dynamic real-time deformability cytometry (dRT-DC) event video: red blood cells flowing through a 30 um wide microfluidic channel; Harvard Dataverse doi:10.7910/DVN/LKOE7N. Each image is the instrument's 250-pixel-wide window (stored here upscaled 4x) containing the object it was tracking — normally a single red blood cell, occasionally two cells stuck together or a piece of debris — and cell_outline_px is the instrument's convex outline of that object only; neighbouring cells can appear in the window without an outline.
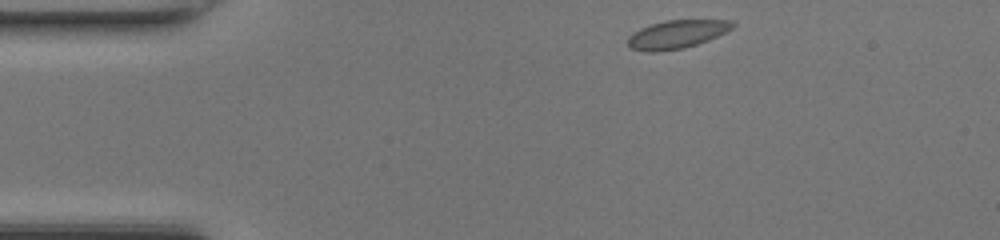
{"species": "common noctule bat (a hibernating species)", "species_latin": "Nyctalus noctula", "temperature_condition": "room temperature", "stored_images_in_passage": 41, "camera_frame_rate_fps": 3000, "um_per_image_px": 0.085, "animal": {"sex": "female", "body_mass_g": 17.0, "forearm_length_mm": 48.0}, "frame": {"image": 1, "passage_image": 1, "time_ms": 0.0, "image_size_px": [1000, 240], "cell_outline_px": [[736, 24], [732, 28], [708, 40], [684, 48], [656, 52], [648, 52], [628, 48], [628, 36], [632, 32], [640, 28], [664, 20], [732, 20]], "centroid_in_image_um": [57.48, 2.92], "position_along_channel_um": 27.5, "area_um2": 17.28}}
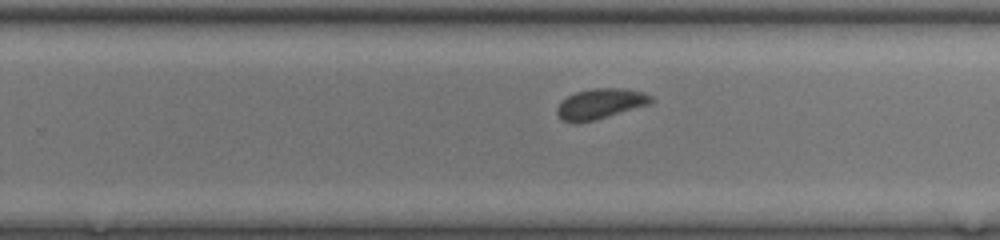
{"frame": {"image": 2, "passage_image": 23, "time_ms": 7.333, "image_size_px": [1000, 240], "cell_outline_px": [[656, 100], [652, 104], [596, 120], [576, 124], [572, 124], [560, 120], [556, 112], [556, 108], [560, 100], [576, 92], [592, 88], [624, 88], [644, 92], [652, 96]], "centroid_in_image_um": [51.03, 8.84], "position_along_channel_um": 278.8, "area_um2": 17.28}}
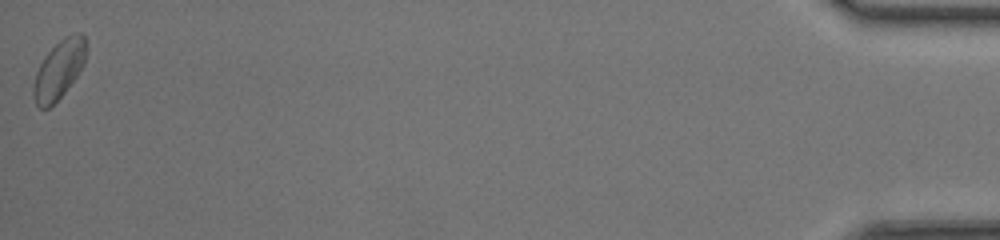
{"frame": {"image": 3, "passage_image": 41, "time_ms": 13.333, "image_size_px": [1000, 240], "cell_outline_px": [[88, 44], [84, 64], [76, 76], [64, 92], [48, 108], [40, 108], [36, 104], [32, 92], [32, 88], [36, 72], [44, 56], [64, 36], [76, 32], [84, 32]], "centroid_in_image_um": [5.04, 5.85], "position_along_channel_um": 430.2, "area_um2": 18.03}, "authors_computed_cell_mechanics": {"area_um2": 17.051, "velocity_mm_per_s": 4.2757, "shape_relaxation_time_tau1_ms": 5.5046, "shape_relaxation_time_tau2_ms": null, "deformation_change_tau1": 0.0871, "deformation_change_tau2": null}}